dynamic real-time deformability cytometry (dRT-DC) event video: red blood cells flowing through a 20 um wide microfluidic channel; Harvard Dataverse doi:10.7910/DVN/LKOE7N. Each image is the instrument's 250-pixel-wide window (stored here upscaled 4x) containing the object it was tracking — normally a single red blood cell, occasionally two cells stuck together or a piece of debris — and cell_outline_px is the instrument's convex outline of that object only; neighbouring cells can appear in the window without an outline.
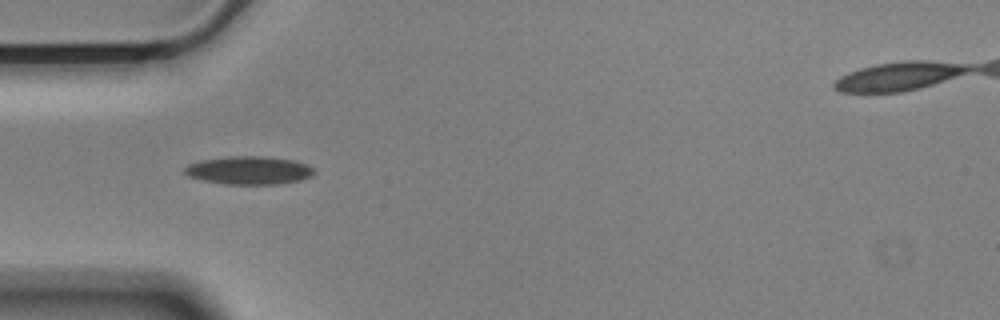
{"species": "Egyptian fruit bat (a non-hibernating species)", "species_latin": "Rousettus aegyptiacus", "temperature_condition": "cold", "stored_images_in_passage": 40, "camera_frame_rate_fps": 3000, "um_per_image_px": 0.085, "animal": {"sex": "male"}, "frame": {"image": 1, "passage_image": 1, "time_ms": 0.0, "image_size_px": [1000, 320], "cell_outline_px": [[312, 176], [300, 180], [276, 184], [224, 184], [204, 180], [188, 176], [184, 172], [184, 168], [188, 164], [200, 160], [228, 156], [264, 156], [296, 160], [312, 168]], "centroid_in_image_um": [21.13, 14.47], "position_along_channel_um": 63.9, "area_um2": 21.15}}
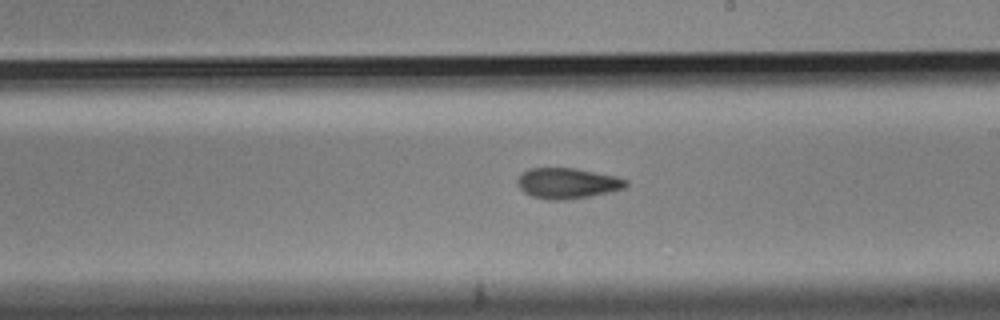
{"frame": {"image": 2, "passage_image": 16, "time_ms": 5.0, "image_size_px": [1000, 320], "cell_outline_px": [[628, 184], [624, 188], [612, 192], [564, 200], [552, 200], [532, 196], [524, 192], [516, 184], [516, 180], [520, 172], [528, 168], [576, 168], [616, 176], [628, 180]], "centroid_in_image_um": [48.21, 15.56], "position_along_channel_um": 240.8, "area_um2": 19.54}}
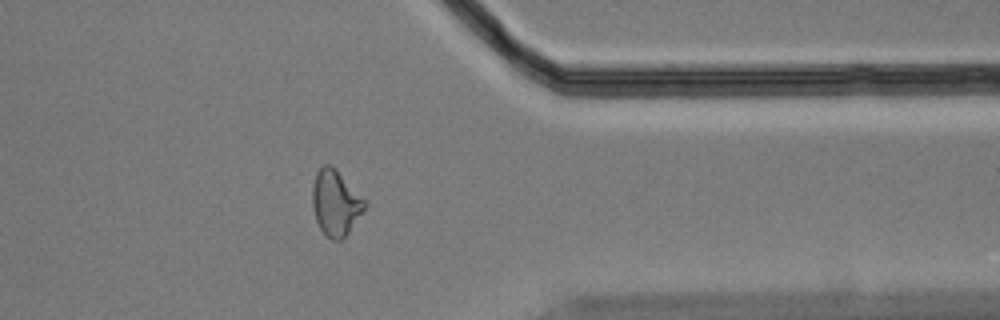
{"frame": {"image": 3, "passage_image": 29, "time_ms": 9.333, "image_size_px": [1000, 320], "cell_outline_px": [[368, 204], [348, 232], [340, 240], [332, 240], [320, 228], [316, 220], [312, 204], [312, 184], [316, 172], [324, 164], [332, 164], [336, 168]], "centroid_in_image_um": [28.5, 17.2], "position_along_channel_um": 382.9, "area_um2": 19.77}, "authors_computed_cell_mechanics": {"area_um2": 19.6231, "velocity_mm_per_s": 3.5405, "shape_relaxation_time_tau1_ms": 8.2633, "shape_relaxation_time_tau2_ms": 5.3733, "deformation_change_tau1": 0.1705, "deformation_change_tau2": 0.1295}}